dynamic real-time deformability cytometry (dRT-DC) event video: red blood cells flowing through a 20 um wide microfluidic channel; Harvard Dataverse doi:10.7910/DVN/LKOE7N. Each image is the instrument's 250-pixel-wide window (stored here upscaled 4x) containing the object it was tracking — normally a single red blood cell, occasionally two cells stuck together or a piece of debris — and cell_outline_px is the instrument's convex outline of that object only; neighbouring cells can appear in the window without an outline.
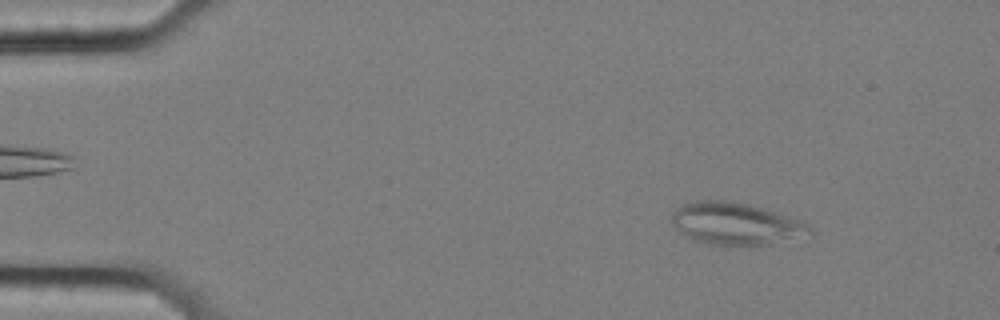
{"species": "common noctule bat (a hibernating species)", "species_latin": "Nyctalus noctula", "temperature_condition": "cold", "stored_images_in_passage": 57, "segment_of_instrument_passage": [1, 2], "camera_frame_rate_fps": 3000, "um_per_image_px": 0.085, "animal": {"sex": "female", "body_mass_g": 25.1}, "frame": {"image": 1, "passage_image": 7, "time_ms": 2.0, "image_size_px": [1000, 320], "cell_outline_px": [[816, 232], [812, 236], [768, 244], [708, 244], [692, 240], [684, 236], [668, 220], [672, 212], [676, 208], [684, 204], [696, 200], [724, 200], [748, 204], [804, 220]], "centroid_in_image_um": [62.57, 19.01], "position_along_channel_um": 22.4, "area_um2": 34.33}}